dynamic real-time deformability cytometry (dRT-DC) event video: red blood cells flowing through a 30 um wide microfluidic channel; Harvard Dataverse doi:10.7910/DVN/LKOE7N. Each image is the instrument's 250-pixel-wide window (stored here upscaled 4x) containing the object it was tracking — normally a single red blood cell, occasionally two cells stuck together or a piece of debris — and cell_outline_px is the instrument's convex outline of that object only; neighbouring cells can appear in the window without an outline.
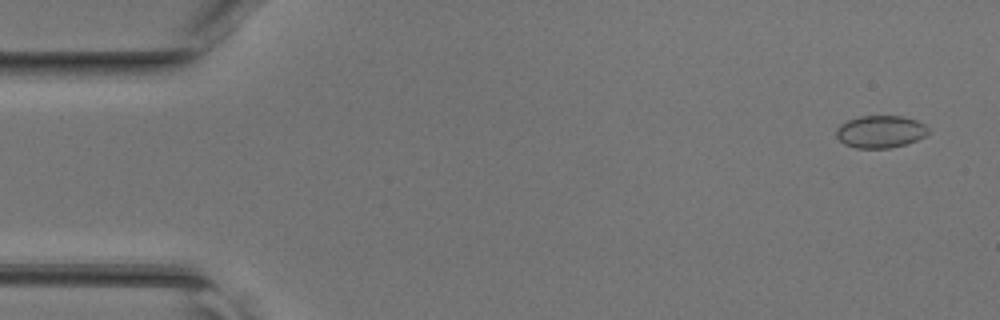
{"species": "common noctule bat (a hibernating species)", "species_latin": "Nyctalus noctula", "temperature_condition": "room temperature", "stored_images_in_passage": 47, "camera_frame_rate_fps": 3000, "um_per_image_px": 0.085, "animal": {"sex": "female", "body_mass_g": 17.0, "forearm_length_mm": 48.0}, "frame": {"image": 1, "passage_image": 3, "time_ms": 0.667, "image_size_px": [1000, 320], "cell_outline_px": [[928, 132], [924, 136], [916, 140], [904, 144], [888, 148], [856, 148], [844, 144], [836, 136], [836, 128], [840, 124], [848, 120], [860, 116], [900, 116], [916, 120], [924, 124], [928, 128]], "centroid_in_image_um": [74.8, 11.19], "position_along_channel_um": 10.2, "area_um2": 17.22}}
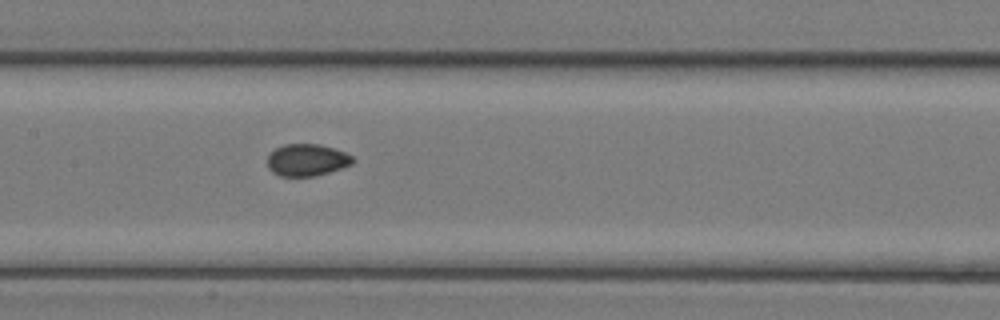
{"frame": {"image": 2, "passage_image": 23, "time_ms": 7.333, "image_size_px": [1000, 320], "cell_outline_px": [[356, 160], [352, 164], [316, 176], [280, 176], [272, 172], [268, 168], [268, 156], [276, 148], [284, 144], [320, 144], [344, 152], [352, 156]], "centroid_in_image_um": [26.08, 13.6], "position_along_channel_um": 181.3, "area_um2": 15.84}}
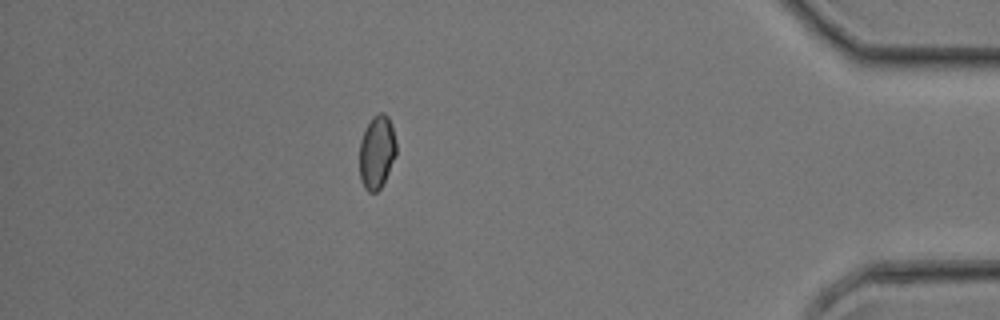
{"frame": {"image": 3, "passage_image": 41, "time_ms": 13.333, "image_size_px": [1000, 320], "cell_outline_px": [[396, 156], [380, 188], [376, 192], [368, 192], [364, 188], [360, 180], [360, 140], [372, 116], [380, 112], [384, 112], [388, 116], [392, 124], [396, 140]], "centroid_in_image_um": [32.04, 12.9], "position_along_channel_um": 403.2, "area_um2": 15.78}}